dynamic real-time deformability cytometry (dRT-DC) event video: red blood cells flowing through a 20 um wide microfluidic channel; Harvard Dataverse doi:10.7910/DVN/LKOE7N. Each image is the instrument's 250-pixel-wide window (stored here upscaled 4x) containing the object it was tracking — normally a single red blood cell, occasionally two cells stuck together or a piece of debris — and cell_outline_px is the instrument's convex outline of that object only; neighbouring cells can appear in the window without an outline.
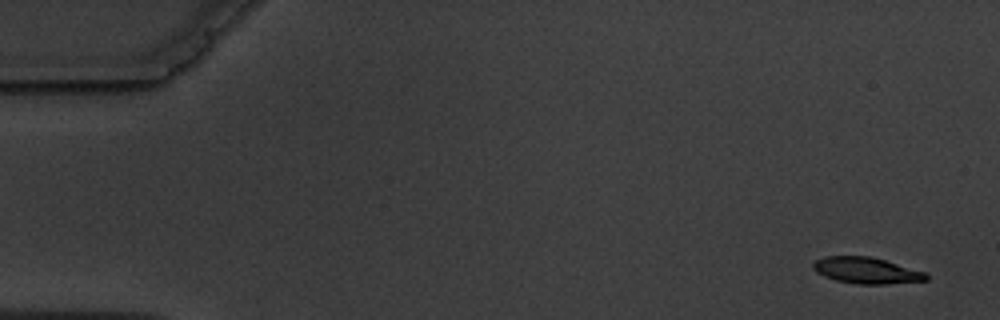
{"species": "common noctule bat (a hibernating species)", "species_latin": "Nyctalus noctula", "temperature_condition": "warm", "stored_images_in_passage": 6, "segment_of_instrument_passage": [1, 2], "camera_frame_rate_fps": 3000, "um_per_image_px": 0.085, "animal": {"sex": "male", "body_mass_g": 19.5, "forearm_length_mm": 54.6}, "frame": {"image": 1, "passage_image": 1, "time_ms": 0.0, "image_size_px": [1000, 320], "cell_outline_px": [[928, 280], [884, 284], [856, 284], [836, 280], [824, 276], [816, 272], [812, 268], [812, 264], [816, 260], [824, 256], [872, 256], [924, 272], [928, 276]], "centroid_in_image_um": [73.6, 22.98], "position_along_channel_um": 11.4, "area_um2": 17.22}}
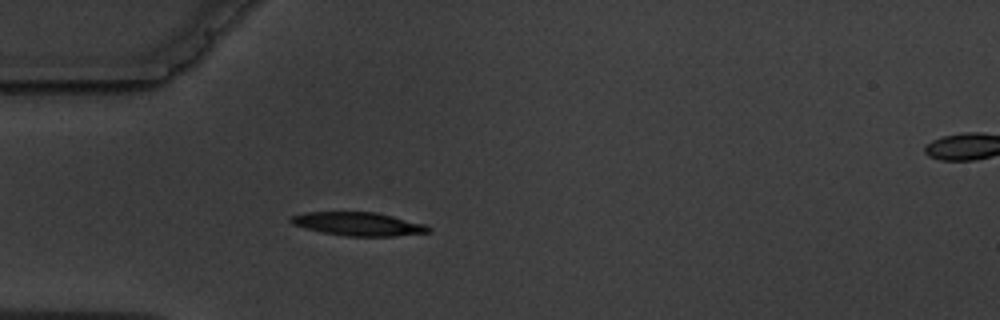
{"frame": {"image": 2, "passage_image": 5, "time_ms": 4.667, "image_size_px": [1000, 320], "cell_outline_px": [[432, 232], [392, 236], [348, 236], [324, 232], [304, 228], [292, 224], [288, 220], [292, 216], [304, 212], [376, 212], [424, 224], [432, 228]], "centroid_in_image_um": [30.45, 19.03], "position_along_channel_um": 54.5, "area_um2": 18.67}}